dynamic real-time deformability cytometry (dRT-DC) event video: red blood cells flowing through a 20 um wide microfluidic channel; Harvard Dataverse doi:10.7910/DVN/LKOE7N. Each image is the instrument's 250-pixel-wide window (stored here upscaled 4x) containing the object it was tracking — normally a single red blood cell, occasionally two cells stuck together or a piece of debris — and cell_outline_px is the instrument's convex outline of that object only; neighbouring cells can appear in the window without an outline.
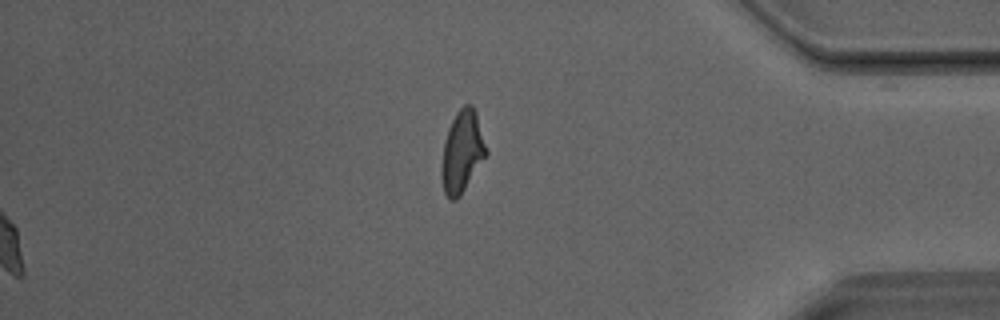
{"species": "Egyptian fruit bat (a non-hibernating species)", "species_latin": "Rousettus aegyptiacus", "temperature_condition": "room temperature", "stored_images_in_passage": 40, "segment_of_instrument_passage": [2, 2], "camera_frame_rate_fps": 3000, "um_per_image_px": 0.085, "animal": {"sex": "male"}, "frame": {"image": 1, "passage_image": 40, "time_ms": 13.0, "image_size_px": [1000, 320], "cell_outline_px": [[488, 152], [460, 196], [456, 200], [452, 200], [444, 192], [440, 176], [444, 144], [448, 128], [456, 112], [464, 104], [472, 104], [476, 112]], "centroid_in_image_um": [39.27, 12.88], "position_along_channel_um": 395.9, "area_um2": 21.04}}